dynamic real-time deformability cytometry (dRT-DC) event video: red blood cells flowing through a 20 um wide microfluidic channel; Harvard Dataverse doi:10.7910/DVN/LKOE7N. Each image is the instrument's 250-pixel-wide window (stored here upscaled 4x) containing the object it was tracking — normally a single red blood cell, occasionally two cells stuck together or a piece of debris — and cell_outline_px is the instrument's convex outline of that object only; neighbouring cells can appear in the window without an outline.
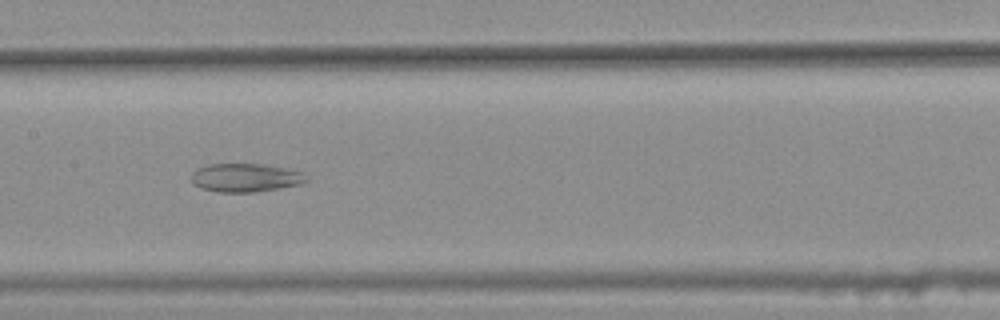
{"species": "common noctule bat (a hibernating species)", "species_latin": "Nyctalus noctula", "temperature_condition": "warm", "stored_images_in_passage": 34, "camera_frame_rate_fps": 3000, "um_per_image_px": 0.085, "animal": {"sex": "female", "body_mass_g": 25.1}, "frame": {"image": 1, "passage_image": 14, "time_ms": 4.333, "image_size_px": [1000, 320], "cell_outline_px": [[308, 180], [304, 184], [256, 192], [216, 192], [200, 188], [192, 180], [192, 172], [196, 168], [208, 164], [264, 164], [284, 168], [300, 172]], "centroid_in_image_um": [20.85, 15.11], "position_along_channel_um": 186.6, "area_um2": 19.07}}
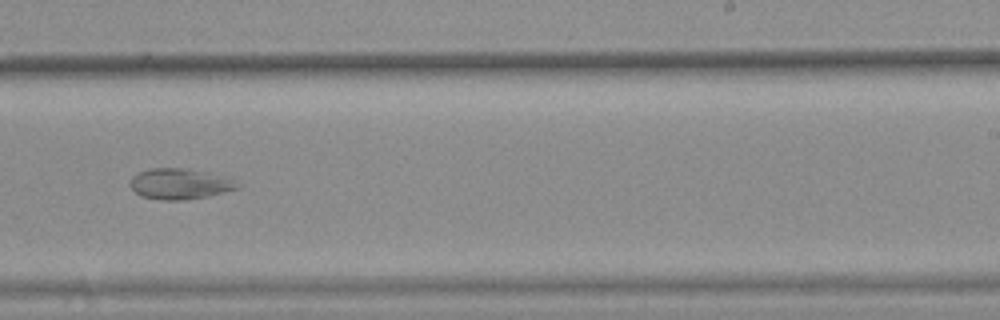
{"frame": {"image": 2, "passage_image": 21, "time_ms": 6.667, "image_size_px": [1000, 320], "cell_outline_px": [[244, 184], [240, 188], [208, 196], [180, 200], [164, 200], [140, 196], [128, 184], [132, 176], [148, 168], [188, 168], [236, 180]], "centroid_in_image_um": [15.3, 15.62], "position_along_channel_um": 273.7, "area_um2": 19.25}}
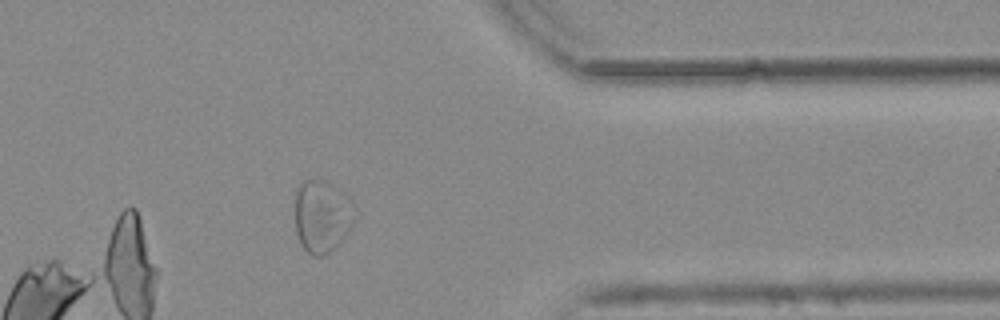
{"frame": {"image": 3, "passage_image": 31, "time_ms": 10.0, "image_size_px": [1000, 320], "cell_outline_px": [[356, 216], [352, 224], [344, 236], [324, 256], [312, 256], [300, 244], [296, 232], [296, 188], [300, 180], [324, 180], [340, 188], [352, 200]], "centroid_in_image_um": [27.37, 18.33], "position_along_channel_um": 384.0, "area_um2": 25.32}}